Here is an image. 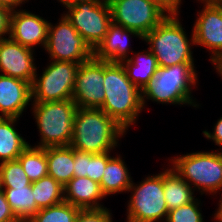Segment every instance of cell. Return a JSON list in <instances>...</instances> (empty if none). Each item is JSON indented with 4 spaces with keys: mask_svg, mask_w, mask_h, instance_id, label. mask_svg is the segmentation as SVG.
I'll list each match as a JSON object with an SVG mask.
<instances>
[{
    "mask_svg": "<svg viewBox=\"0 0 222 222\" xmlns=\"http://www.w3.org/2000/svg\"><path fill=\"white\" fill-rule=\"evenodd\" d=\"M75 222H113L110 210L106 207L100 209H81Z\"/></svg>",
    "mask_w": 222,
    "mask_h": 222,
    "instance_id": "31",
    "label": "cell"
},
{
    "mask_svg": "<svg viewBox=\"0 0 222 222\" xmlns=\"http://www.w3.org/2000/svg\"><path fill=\"white\" fill-rule=\"evenodd\" d=\"M145 52L134 53V57H129L120 62L129 80L141 91L155 76L158 70V64L154 54L149 49Z\"/></svg>",
    "mask_w": 222,
    "mask_h": 222,
    "instance_id": "20",
    "label": "cell"
},
{
    "mask_svg": "<svg viewBox=\"0 0 222 222\" xmlns=\"http://www.w3.org/2000/svg\"><path fill=\"white\" fill-rule=\"evenodd\" d=\"M57 24H49L45 47L51 60L83 63L93 57V50L65 15L61 16Z\"/></svg>",
    "mask_w": 222,
    "mask_h": 222,
    "instance_id": "11",
    "label": "cell"
},
{
    "mask_svg": "<svg viewBox=\"0 0 222 222\" xmlns=\"http://www.w3.org/2000/svg\"><path fill=\"white\" fill-rule=\"evenodd\" d=\"M103 198L100 184L88 177H73L64 186V201L80 209L104 208L99 203Z\"/></svg>",
    "mask_w": 222,
    "mask_h": 222,
    "instance_id": "18",
    "label": "cell"
},
{
    "mask_svg": "<svg viewBox=\"0 0 222 222\" xmlns=\"http://www.w3.org/2000/svg\"><path fill=\"white\" fill-rule=\"evenodd\" d=\"M104 61L94 56L80 63L72 99L79 108L100 109L103 106L104 92Z\"/></svg>",
    "mask_w": 222,
    "mask_h": 222,
    "instance_id": "13",
    "label": "cell"
},
{
    "mask_svg": "<svg viewBox=\"0 0 222 222\" xmlns=\"http://www.w3.org/2000/svg\"><path fill=\"white\" fill-rule=\"evenodd\" d=\"M32 193L39 209L50 207L64 201V186L50 175L32 182Z\"/></svg>",
    "mask_w": 222,
    "mask_h": 222,
    "instance_id": "26",
    "label": "cell"
},
{
    "mask_svg": "<svg viewBox=\"0 0 222 222\" xmlns=\"http://www.w3.org/2000/svg\"><path fill=\"white\" fill-rule=\"evenodd\" d=\"M126 130L101 109L79 108L73 123L70 146L87 153L111 152Z\"/></svg>",
    "mask_w": 222,
    "mask_h": 222,
    "instance_id": "2",
    "label": "cell"
},
{
    "mask_svg": "<svg viewBox=\"0 0 222 222\" xmlns=\"http://www.w3.org/2000/svg\"><path fill=\"white\" fill-rule=\"evenodd\" d=\"M0 222H21L13 213L3 190H0Z\"/></svg>",
    "mask_w": 222,
    "mask_h": 222,
    "instance_id": "32",
    "label": "cell"
},
{
    "mask_svg": "<svg viewBox=\"0 0 222 222\" xmlns=\"http://www.w3.org/2000/svg\"><path fill=\"white\" fill-rule=\"evenodd\" d=\"M64 15L94 51L112 24L108 0H90L66 7Z\"/></svg>",
    "mask_w": 222,
    "mask_h": 222,
    "instance_id": "8",
    "label": "cell"
},
{
    "mask_svg": "<svg viewBox=\"0 0 222 222\" xmlns=\"http://www.w3.org/2000/svg\"><path fill=\"white\" fill-rule=\"evenodd\" d=\"M14 215L21 221L27 222L40 209L37 207L32 193V184L15 189H2Z\"/></svg>",
    "mask_w": 222,
    "mask_h": 222,
    "instance_id": "25",
    "label": "cell"
},
{
    "mask_svg": "<svg viewBox=\"0 0 222 222\" xmlns=\"http://www.w3.org/2000/svg\"><path fill=\"white\" fill-rule=\"evenodd\" d=\"M173 158L172 170L191 187L193 185L194 190H200L201 195L222 190V151H200Z\"/></svg>",
    "mask_w": 222,
    "mask_h": 222,
    "instance_id": "6",
    "label": "cell"
},
{
    "mask_svg": "<svg viewBox=\"0 0 222 222\" xmlns=\"http://www.w3.org/2000/svg\"><path fill=\"white\" fill-rule=\"evenodd\" d=\"M155 3L168 15H179V7L181 5V0H148Z\"/></svg>",
    "mask_w": 222,
    "mask_h": 222,
    "instance_id": "33",
    "label": "cell"
},
{
    "mask_svg": "<svg viewBox=\"0 0 222 222\" xmlns=\"http://www.w3.org/2000/svg\"><path fill=\"white\" fill-rule=\"evenodd\" d=\"M214 219L216 220V222H222V216L216 211V213L214 214Z\"/></svg>",
    "mask_w": 222,
    "mask_h": 222,
    "instance_id": "38",
    "label": "cell"
},
{
    "mask_svg": "<svg viewBox=\"0 0 222 222\" xmlns=\"http://www.w3.org/2000/svg\"><path fill=\"white\" fill-rule=\"evenodd\" d=\"M0 175L2 189H15L32 184L18 159L0 163Z\"/></svg>",
    "mask_w": 222,
    "mask_h": 222,
    "instance_id": "29",
    "label": "cell"
},
{
    "mask_svg": "<svg viewBox=\"0 0 222 222\" xmlns=\"http://www.w3.org/2000/svg\"><path fill=\"white\" fill-rule=\"evenodd\" d=\"M112 23L136 31L142 37L168 14L148 0H108Z\"/></svg>",
    "mask_w": 222,
    "mask_h": 222,
    "instance_id": "10",
    "label": "cell"
},
{
    "mask_svg": "<svg viewBox=\"0 0 222 222\" xmlns=\"http://www.w3.org/2000/svg\"><path fill=\"white\" fill-rule=\"evenodd\" d=\"M130 191L127 222L166 221L168 209L164 199L163 172L146 177L138 185L132 181Z\"/></svg>",
    "mask_w": 222,
    "mask_h": 222,
    "instance_id": "7",
    "label": "cell"
},
{
    "mask_svg": "<svg viewBox=\"0 0 222 222\" xmlns=\"http://www.w3.org/2000/svg\"><path fill=\"white\" fill-rule=\"evenodd\" d=\"M156 57L158 66L169 67L180 63H194L192 44H195L182 27L178 15H167L153 30L143 37ZM191 41V42H189Z\"/></svg>",
    "mask_w": 222,
    "mask_h": 222,
    "instance_id": "4",
    "label": "cell"
},
{
    "mask_svg": "<svg viewBox=\"0 0 222 222\" xmlns=\"http://www.w3.org/2000/svg\"><path fill=\"white\" fill-rule=\"evenodd\" d=\"M220 199H222V197ZM219 201L220 202H219L217 212L222 216V200H219Z\"/></svg>",
    "mask_w": 222,
    "mask_h": 222,
    "instance_id": "39",
    "label": "cell"
},
{
    "mask_svg": "<svg viewBox=\"0 0 222 222\" xmlns=\"http://www.w3.org/2000/svg\"><path fill=\"white\" fill-rule=\"evenodd\" d=\"M194 63H180L169 67H160L155 76L141 91L142 107L149 99L162 104H183L198 107L191 97V87L198 83Z\"/></svg>",
    "mask_w": 222,
    "mask_h": 222,
    "instance_id": "3",
    "label": "cell"
},
{
    "mask_svg": "<svg viewBox=\"0 0 222 222\" xmlns=\"http://www.w3.org/2000/svg\"><path fill=\"white\" fill-rule=\"evenodd\" d=\"M48 175L65 186L74 177V149L69 146L46 147Z\"/></svg>",
    "mask_w": 222,
    "mask_h": 222,
    "instance_id": "19",
    "label": "cell"
},
{
    "mask_svg": "<svg viewBox=\"0 0 222 222\" xmlns=\"http://www.w3.org/2000/svg\"><path fill=\"white\" fill-rule=\"evenodd\" d=\"M28 0H0V5L9 8L11 11L16 10V7L21 6L22 2Z\"/></svg>",
    "mask_w": 222,
    "mask_h": 222,
    "instance_id": "36",
    "label": "cell"
},
{
    "mask_svg": "<svg viewBox=\"0 0 222 222\" xmlns=\"http://www.w3.org/2000/svg\"><path fill=\"white\" fill-rule=\"evenodd\" d=\"M90 0H59L65 7L73 6L79 3L88 2Z\"/></svg>",
    "mask_w": 222,
    "mask_h": 222,
    "instance_id": "37",
    "label": "cell"
},
{
    "mask_svg": "<svg viewBox=\"0 0 222 222\" xmlns=\"http://www.w3.org/2000/svg\"><path fill=\"white\" fill-rule=\"evenodd\" d=\"M103 106L100 108L126 131L142 111L141 90L127 77L119 62L104 61Z\"/></svg>",
    "mask_w": 222,
    "mask_h": 222,
    "instance_id": "1",
    "label": "cell"
},
{
    "mask_svg": "<svg viewBox=\"0 0 222 222\" xmlns=\"http://www.w3.org/2000/svg\"><path fill=\"white\" fill-rule=\"evenodd\" d=\"M213 129L212 133L207 130L203 131L204 137L213 140L215 145L222 147V117L218 119Z\"/></svg>",
    "mask_w": 222,
    "mask_h": 222,
    "instance_id": "35",
    "label": "cell"
},
{
    "mask_svg": "<svg viewBox=\"0 0 222 222\" xmlns=\"http://www.w3.org/2000/svg\"><path fill=\"white\" fill-rule=\"evenodd\" d=\"M49 21L25 10H14L10 16L9 37L24 47L33 50L41 44L44 49L47 44Z\"/></svg>",
    "mask_w": 222,
    "mask_h": 222,
    "instance_id": "15",
    "label": "cell"
},
{
    "mask_svg": "<svg viewBox=\"0 0 222 222\" xmlns=\"http://www.w3.org/2000/svg\"><path fill=\"white\" fill-rule=\"evenodd\" d=\"M143 39L136 31L112 23L103 41L93 51V56L101 61L121 62L129 58V36Z\"/></svg>",
    "mask_w": 222,
    "mask_h": 222,
    "instance_id": "17",
    "label": "cell"
},
{
    "mask_svg": "<svg viewBox=\"0 0 222 222\" xmlns=\"http://www.w3.org/2000/svg\"><path fill=\"white\" fill-rule=\"evenodd\" d=\"M34 50L8 38L0 39V71L2 75L18 78L31 85L37 73Z\"/></svg>",
    "mask_w": 222,
    "mask_h": 222,
    "instance_id": "14",
    "label": "cell"
},
{
    "mask_svg": "<svg viewBox=\"0 0 222 222\" xmlns=\"http://www.w3.org/2000/svg\"><path fill=\"white\" fill-rule=\"evenodd\" d=\"M164 199L171 211L195 200L194 189L172 168L163 172Z\"/></svg>",
    "mask_w": 222,
    "mask_h": 222,
    "instance_id": "21",
    "label": "cell"
},
{
    "mask_svg": "<svg viewBox=\"0 0 222 222\" xmlns=\"http://www.w3.org/2000/svg\"><path fill=\"white\" fill-rule=\"evenodd\" d=\"M121 156L112 157L105 167L104 175L99 183L106 196L128 191L132 179Z\"/></svg>",
    "mask_w": 222,
    "mask_h": 222,
    "instance_id": "23",
    "label": "cell"
},
{
    "mask_svg": "<svg viewBox=\"0 0 222 222\" xmlns=\"http://www.w3.org/2000/svg\"><path fill=\"white\" fill-rule=\"evenodd\" d=\"M30 101L29 82L0 74V117L20 119Z\"/></svg>",
    "mask_w": 222,
    "mask_h": 222,
    "instance_id": "16",
    "label": "cell"
},
{
    "mask_svg": "<svg viewBox=\"0 0 222 222\" xmlns=\"http://www.w3.org/2000/svg\"><path fill=\"white\" fill-rule=\"evenodd\" d=\"M216 72L219 73L221 75V77H222V67L218 71H216Z\"/></svg>",
    "mask_w": 222,
    "mask_h": 222,
    "instance_id": "40",
    "label": "cell"
},
{
    "mask_svg": "<svg viewBox=\"0 0 222 222\" xmlns=\"http://www.w3.org/2000/svg\"><path fill=\"white\" fill-rule=\"evenodd\" d=\"M204 8L194 24V45L207 47L218 71L222 67V0H200Z\"/></svg>",
    "mask_w": 222,
    "mask_h": 222,
    "instance_id": "12",
    "label": "cell"
},
{
    "mask_svg": "<svg viewBox=\"0 0 222 222\" xmlns=\"http://www.w3.org/2000/svg\"><path fill=\"white\" fill-rule=\"evenodd\" d=\"M0 190H2L1 175H0Z\"/></svg>",
    "mask_w": 222,
    "mask_h": 222,
    "instance_id": "41",
    "label": "cell"
},
{
    "mask_svg": "<svg viewBox=\"0 0 222 222\" xmlns=\"http://www.w3.org/2000/svg\"><path fill=\"white\" fill-rule=\"evenodd\" d=\"M11 10L0 5V39H3L5 34H10V16Z\"/></svg>",
    "mask_w": 222,
    "mask_h": 222,
    "instance_id": "34",
    "label": "cell"
},
{
    "mask_svg": "<svg viewBox=\"0 0 222 222\" xmlns=\"http://www.w3.org/2000/svg\"><path fill=\"white\" fill-rule=\"evenodd\" d=\"M18 118L0 117V163L16 160L30 145L19 135L15 122Z\"/></svg>",
    "mask_w": 222,
    "mask_h": 222,
    "instance_id": "22",
    "label": "cell"
},
{
    "mask_svg": "<svg viewBox=\"0 0 222 222\" xmlns=\"http://www.w3.org/2000/svg\"><path fill=\"white\" fill-rule=\"evenodd\" d=\"M110 152L87 153L74 149V177H88L98 183L104 175Z\"/></svg>",
    "mask_w": 222,
    "mask_h": 222,
    "instance_id": "24",
    "label": "cell"
},
{
    "mask_svg": "<svg viewBox=\"0 0 222 222\" xmlns=\"http://www.w3.org/2000/svg\"><path fill=\"white\" fill-rule=\"evenodd\" d=\"M18 160L31 183L48 175L46 147L29 145L18 157Z\"/></svg>",
    "mask_w": 222,
    "mask_h": 222,
    "instance_id": "27",
    "label": "cell"
},
{
    "mask_svg": "<svg viewBox=\"0 0 222 222\" xmlns=\"http://www.w3.org/2000/svg\"><path fill=\"white\" fill-rule=\"evenodd\" d=\"M32 103L33 115L41 135L37 147L69 146L78 109L73 99Z\"/></svg>",
    "mask_w": 222,
    "mask_h": 222,
    "instance_id": "5",
    "label": "cell"
},
{
    "mask_svg": "<svg viewBox=\"0 0 222 222\" xmlns=\"http://www.w3.org/2000/svg\"><path fill=\"white\" fill-rule=\"evenodd\" d=\"M41 77L36 73L31 85L32 102L72 99L80 63L52 60Z\"/></svg>",
    "mask_w": 222,
    "mask_h": 222,
    "instance_id": "9",
    "label": "cell"
},
{
    "mask_svg": "<svg viewBox=\"0 0 222 222\" xmlns=\"http://www.w3.org/2000/svg\"><path fill=\"white\" fill-rule=\"evenodd\" d=\"M81 209L63 201L59 204L42 208L27 222H75Z\"/></svg>",
    "mask_w": 222,
    "mask_h": 222,
    "instance_id": "28",
    "label": "cell"
},
{
    "mask_svg": "<svg viewBox=\"0 0 222 222\" xmlns=\"http://www.w3.org/2000/svg\"><path fill=\"white\" fill-rule=\"evenodd\" d=\"M198 199L183 205L177 209L168 211L165 222H203Z\"/></svg>",
    "mask_w": 222,
    "mask_h": 222,
    "instance_id": "30",
    "label": "cell"
}]
</instances>
